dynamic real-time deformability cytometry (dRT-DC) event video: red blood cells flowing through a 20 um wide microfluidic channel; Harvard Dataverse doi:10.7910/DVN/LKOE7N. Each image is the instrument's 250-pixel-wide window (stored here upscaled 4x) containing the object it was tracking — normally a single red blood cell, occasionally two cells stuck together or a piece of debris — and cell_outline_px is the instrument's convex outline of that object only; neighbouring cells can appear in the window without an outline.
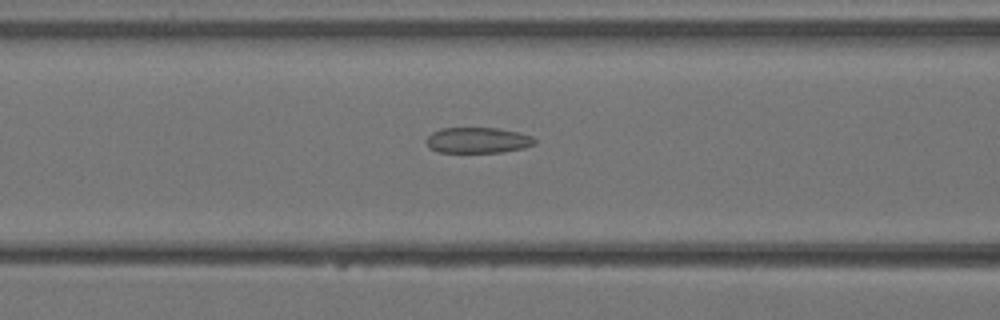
{"species": "Egyptian fruit bat (a non-hibernating species)", "species_latin": "Rousettus aegyptiacus", "temperature_condition": "warm", "stored_images_in_passage": 23, "camera_frame_rate_fps": 3000, "um_per_image_px": 0.085, "animal": {"sex": "female"}, "frame": {"image": 1, "passage_image": 5, "time_ms": 1.333, "image_size_px": [1000, 320], "cell_outline_px": [[536, 144], [524, 148], [504, 152], [436, 152], [428, 148], [428, 136], [432, 132], [440, 128], [500, 128], [532, 136], [536, 140]], "centroid_in_image_um": [40.62, 11.92], "position_along_channel_um": 126.0, "area_um2": 16.3}}
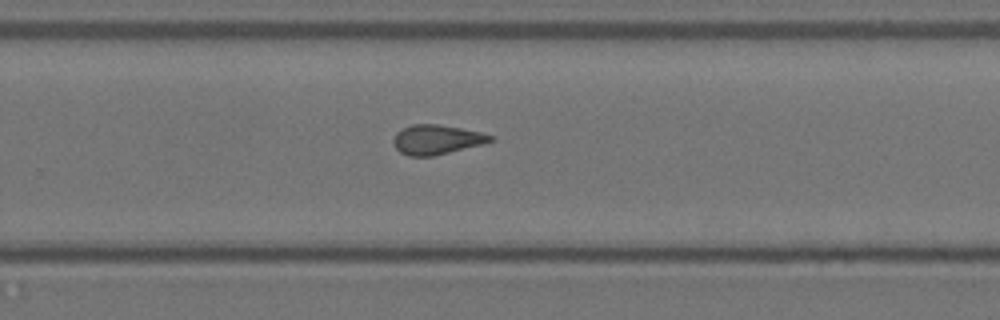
{"frame": {"image": 2, "passage_image": 14, "time_ms": 4.333, "image_size_px": [1000, 320], "cell_outline_px": [[496, 140], [484, 144], [432, 156], [408, 156], [400, 152], [396, 148], [392, 140], [396, 132], [412, 124], [436, 124], [460, 128], [480, 132], [496, 136]], "centroid_in_image_um": [37.14, 11.87], "position_along_channel_um": 292.7, "area_um2": 16.76}}
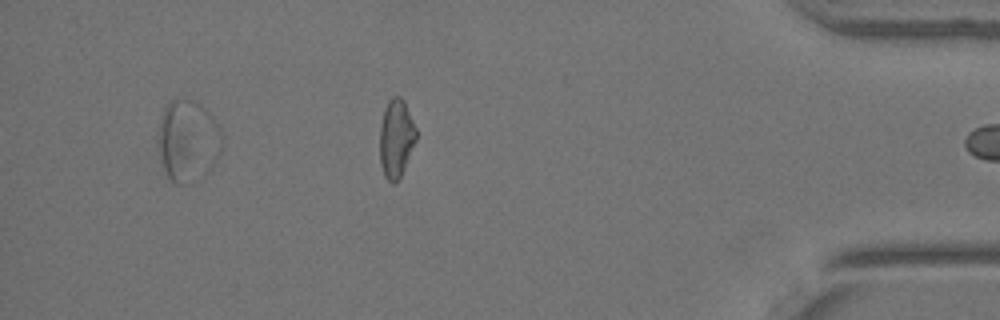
{"frame": {"image": 3, "passage_image": 22, "time_ms": 7.0, "image_size_px": [1000, 320], "cell_outline_px": [[220, 152], [216, 160], [208, 172], [196, 184], [176, 184], [168, 176], [164, 168], [160, 148], [160, 116], [164, 108], [172, 100], [192, 100], [200, 104], [212, 116], [220, 128]], "centroid_in_image_um": [16.0, 12.01], "position_along_channel_um": 419.2, "area_um2": 29.88}}